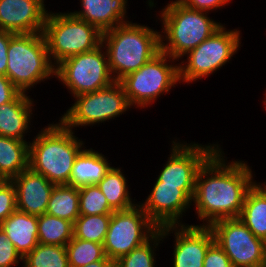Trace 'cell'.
Listing matches in <instances>:
<instances>
[{
  "label": "cell",
  "mask_w": 266,
  "mask_h": 267,
  "mask_svg": "<svg viewBox=\"0 0 266 267\" xmlns=\"http://www.w3.org/2000/svg\"><path fill=\"white\" fill-rule=\"evenodd\" d=\"M223 152L219 148L198 171L192 201L203 223L195 226L209 227L221 219L238 218L255 183L246 161L228 163Z\"/></svg>",
  "instance_id": "1"
},
{
  "label": "cell",
  "mask_w": 266,
  "mask_h": 267,
  "mask_svg": "<svg viewBox=\"0 0 266 267\" xmlns=\"http://www.w3.org/2000/svg\"><path fill=\"white\" fill-rule=\"evenodd\" d=\"M61 121L48 124L29 143V167L55 185L68 184L84 143Z\"/></svg>",
  "instance_id": "2"
},
{
  "label": "cell",
  "mask_w": 266,
  "mask_h": 267,
  "mask_svg": "<svg viewBox=\"0 0 266 267\" xmlns=\"http://www.w3.org/2000/svg\"><path fill=\"white\" fill-rule=\"evenodd\" d=\"M160 33L131 21L102 33V44L115 81L137 71L160 52Z\"/></svg>",
  "instance_id": "3"
},
{
  "label": "cell",
  "mask_w": 266,
  "mask_h": 267,
  "mask_svg": "<svg viewBox=\"0 0 266 267\" xmlns=\"http://www.w3.org/2000/svg\"><path fill=\"white\" fill-rule=\"evenodd\" d=\"M159 13L163 24L160 51L177 61L223 25L210 19L209 12L188 8L178 0L168 3Z\"/></svg>",
  "instance_id": "4"
},
{
  "label": "cell",
  "mask_w": 266,
  "mask_h": 267,
  "mask_svg": "<svg viewBox=\"0 0 266 267\" xmlns=\"http://www.w3.org/2000/svg\"><path fill=\"white\" fill-rule=\"evenodd\" d=\"M6 76L23 93L55 76L43 33L15 34L10 39Z\"/></svg>",
  "instance_id": "5"
},
{
  "label": "cell",
  "mask_w": 266,
  "mask_h": 267,
  "mask_svg": "<svg viewBox=\"0 0 266 267\" xmlns=\"http://www.w3.org/2000/svg\"><path fill=\"white\" fill-rule=\"evenodd\" d=\"M43 35L54 66L68 57L93 50L102 43V32L69 11L49 12Z\"/></svg>",
  "instance_id": "6"
},
{
  "label": "cell",
  "mask_w": 266,
  "mask_h": 267,
  "mask_svg": "<svg viewBox=\"0 0 266 267\" xmlns=\"http://www.w3.org/2000/svg\"><path fill=\"white\" fill-rule=\"evenodd\" d=\"M175 61L160 51L140 69L122 78L119 82L130 105L140 109L148 107L177 83L180 84L179 63L175 64Z\"/></svg>",
  "instance_id": "7"
},
{
  "label": "cell",
  "mask_w": 266,
  "mask_h": 267,
  "mask_svg": "<svg viewBox=\"0 0 266 267\" xmlns=\"http://www.w3.org/2000/svg\"><path fill=\"white\" fill-rule=\"evenodd\" d=\"M104 49L101 43L95 49L68 57L55 66V77L73 97L92 93L115 82Z\"/></svg>",
  "instance_id": "8"
},
{
  "label": "cell",
  "mask_w": 266,
  "mask_h": 267,
  "mask_svg": "<svg viewBox=\"0 0 266 267\" xmlns=\"http://www.w3.org/2000/svg\"><path fill=\"white\" fill-rule=\"evenodd\" d=\"M223 24L208 39L199 46L189 51L187 59L179 63L180 83L195 82L206 76L215 73L219 68L225 66L227 62L237 53L240 41V32L237 29L226 30Z\"/></svg>",
  "instance_id": "9"
},
{
  "label": "cell",
  "mask_w": 266,
  "mask_h": 267,
  "mask_svg": "<svg viewBox=\"0 0 266 267\" xmlns=\"http://www.w3.org/2000/svg\"><path fill=\"white\" fill-rule=\"evenodd\" d=\"M74 99V104L59 118V121L71 130L75 127L104 123L119 117L132 107L118 81L92 93L77 95Z\"/></svg>",
  "instance_id": "10"
},
{
  "label": "cell",
  "mask_w": 266,
  "mask_h": 267,
  "mask_svg": "<svg viewBox=\"0 0 266 267\" xmlns=\"http://www.w3.org/2000/svg\"><path fill=\"white\" fill-rule=\"evenodd\" d=\"M158 229L139 203L127 210L114 211L103 243L106 257L117 261L148 241Z\"/></svg>",
  "instance_id": "11"
},
{
  "label": "cell",
  "mask_w": 266,
  "mask_h": 267,
  "mask_svg": "<svg viewBox=\"0 0 266 267\" xmlns=\"http://www.w3.org/2000/svg\"><path fill=\"white\" fill-rule=\"evenodd\" d=\"M209 228L234 267H266V242L239 218L221 219Z\"/></svg>",
  "instance_id": "12"
},
{
  "label": "cell",
  "mask_w": 266,
  "mask_h": 267,
  "mask_svg": "<svg viewBox=\"0 0 266 267\" xmlns=\"http://www.w3.org/2000/svg\"><path fill=\"white\" fill-rule=\"evenodd\" d=\"M202 145L172 141L171 154L155 182L179 186L191 199L194 195L198 171L220 148L219 144Z\"/></svg>",
  "instance_id": "13"
},
{
  "label": "cell",
  "mask_w": 266,
  "mask_h": 267,
  "mask_svg": "<svg viewBox=\"0 0 266 267\" xmlns=\"http://www.w3.org/2000/svg\"><path fill=\"white\" fill-rule=\"evenodd\" d=\"M158 230L162 239L174 232L173 267H203L206 252L215 242L209 227L185 224L165 226Z\"/></svg>",
  "instance_id": "14"
},
{
  "label": "cell",
  "mask_w": 266,
  "mask_h": 267,
  "mask_svg": "<svg viewBox=\"0 0 266 267\" xmlns=\"http://www.w3.org/2000/svg\"><path fill=\"white\" fill-rule=\"evenodd\" d=\"M139 204L158 228L184 225L180 218L194 205L179 186L162 185V182H155L151 193Z\"/></svg>",
  "instance_id": "15"
},
{
  "label": "cell",
  "mask_w": 266,
  "mask_h": 267,
  "mask_svg": "<svg viewBox=\"0 0 266 267\" xmlns=\"http://www.w3.org/2000/svg\"><path fill=\"white\" fill-rule=\"evenodd\" d=\"M45 0H0V30L14 34L43 33L48 16Z\"/></svg>",
  "instance_id": "16"
},
{
  "label": "cell",
  "mask_w": 266,
  "mask_h": 267,
  "mask_svg": "<svg viewBox=\"0 0 266 267\" xmlns=\"http://www.w3.org/2000/svg\"><path fill=\"white\" fill-rule=\"evenodd\" d=\"M11 181L16 189L17 210L37 216L46 213L54 183L30 167Z\"/></svg>",
  "instance_id": "17"
},
{
  "label": "cell",
  "mask_w": 266,
  "mask_h": 267,
  "mask_svg": "<svg viewBox=\"0 0 266 267\" xmlns=\"http://www.w3.org/2000/svg\"><path fill=\"white\" fill-rule=\"evenodd\" d=\"M128 0H80L81 10L71 12L104 33L127 22Z\"/></svg>",
  "instance_id": "18"
},
{
  "label": "cell",
  "mask_w": 266,
  "mask_h": 267,
  "mask_svg": "<svg viewBox=\"0 0 266 267\" xmlns=\"http://www.w3.org/2000/svg\"><path fill=\"white\" fill-rule=\"evenodd\" d=\"M20 92L11 102L0 105V135L26 141L31 125L34 101ZM28 130V131H27Z\"/></svg>",
  "instance_id": "19"
},
{
  "label": "cell",
  "mask_w": 266,
  "mask_h": 267,
  "mask_svg": "<svg viewBox=\"0 0 266 267\" xmlns=\"http://www.w3.org/2000/svg\"><path fill=\"white\" fill-rule=\"evenodd\" d=\"M0 228L12 241L22 258L38 244V216L15 210L0 223Z\"/></svg>",
  "instance_id": "20"
},
{
  "label": "cell",
  "mask_w": 266,
  "mask_h": 267,
  "mask_svg": "<svg viewBox=\"0 0 266 267\" xmlns=\"http://www.w3.org/2000/svg\"><path fill=\"white\" fill-rule=\"evenodd\" d=\"M106 157L91 149H82L74 160L70 180L67 185L80 188L97 185L112 166Z\"/></svg>",
  "instance_id": "21"
},
{
  "label": "cell",
  "mask_w": 266,
  "mask_h": 267,
  "mask_svg": "<svg viewBox=\"0 0 266 267\" xmlns=\"http://www.w3.org/2000/svg\"><path fill=\"white\" fill-rule=\"evenodd\" d=\"M266 183L255 182L248 190L238 218L258 238L266 242Z\"/></svg>",
  "instance_id": "22"
},
{
  "label": "cell",
  "mask_w": 266,
  "mask_h": 267,
  "mask_svg": "<svg viewBox=\"0 0 266 267\" xmlns=\"http://www.w3.org/2000/svg\"><path fill=\"white\" fill-rule=\"evenodd\" d=\"M29 143L0 135V180H11L29 167Z\"/></svg>",
  "instance_id": "23"
},
{
  "label": "cell",
  "mask_w": 266,
  "mask_h": 267,
  "mask_svg": "<svg viewBox=\"0 0 266 267\" xmlns=\"http://www.w3.org/2000/svg\"><path fill=\"white\" fill-rule=\"evenodd\" d=\"M121 168L111 167L105 177L97 184L114 211L127 210L135 206L129 193L127 180Z\"/></svg>",
  "instance_id": "24"
},
{
  "label": "cell",
  "mask_w": 266,
  "mask_h": 267,
  "mask_svg": "<svg viewBox=\"0 0 266 267\" xmlns=\"http://www.w3.org/2000/svg\"><path fill=\"white\" fill-rule=\"evenodd\" d=\"M46 213L74 224L80 216L78 188L67 184L55 185L50 194Z\"/></svg>",
  "instance_id": "25"
},
{
  "label": "cell",
  "mask_w": 266,
  "mask_h": 267,
  "mask_svg": "<svg viewBox=\"0 0 266 267\" xmlns=\"http://www.w3.org/2000/svg\"><path fill=\"white\" fill-rule=\"evenodd\" d=\"M74 224L44 213L38 216V242L45 245L66 246L73 238Z\"/></svg>",
  "instance_id": "26"
},
{
  "label": "cell",
  "mask_w": 266,
  "mask_h": 267,
  "mask_svg": "<svg viewBox=\"0 0 266 267\" xmlns=\"http://www.w3.org/2000/svg\"><path fill=\"white\" fill-rule=\"evenodd\" d=\"M22 267H69L66 246L38 244L22 259Z\"/></svg>",
  "instance_id": "27"
},
{
  "label": "cell",
  "mask_w": 266,
  "mask_h": 267,
  "mask_svg": "<svg viewBox=\"0 0 266 267\" xmlns=\"http://www.w3.org/2000/svg\"><path fill=\"white\" fill-rule=\"evenodd\" d=\"M111 214L80 215L74 222L73 237L103 244Z\"/></svg>",
  "instance_id": "28"
},
{
  "label": "cell",
  "mask_w": 266,
  "mask_h": 267,
  "mask_svg": "<svg viewBox=\"0 0 266 267\" xmlns=\"http://www.w3.org/2000/svg\"><path fill=\"white\" fill-rule=\"evenodd\" d=\"M69 267H81L98 260H111L106 257L103 244L72 238L66 244Z\"/></svg>",
  "instance_id": "29"
},
{
  "label": "cell",
  "mask_w": 266,
  "mask_h": 267,
  "mask_svg": "<svg viewBox=\"0 0 266 267\" xmlns=\"http://www.w3.org/2000/svg\"><path fill=\"white\" fill-rule=\"evenodd\" d=\"M162 240L158 230L148 241L114 262V267H155V251ZM153 243V244H152Z\"/></svg>",
  "instance_id": "30"
},
{
  "label": "cell",
  "mask_w": 266,
  "mask_h": 267,
  "mask_svg": "<svg viewBox=\"0 0 266 267\" xmlns=\"http://www.w3.org/2000/svg\"><path fill=\"white\" fill-rule=\"evenodd\" d=\"M80 215L112 214L105 195L97 185H86L78 188Z\"/></svg>",
  "instance_id": "31"
},
{
  "label": "cell",
  "mask_w": 266,
  "mask_h": 267,
  "mask_svg": "<svg viewBox=\"0 0 266 267\" xmlns=\"http://www.w3.org/2000/svg\"><path fill=\"white\" fill-rule=\"evenodd\" d=\"M16 189L11 180H0V223L15 210Z\"/></svg>",
  "instance_id": "32"
},
{
  "label": "cell",
  "mask_w": 266,
  "mask_h": 267,
  "mask_svg": "<svg viewBox=\"0 0 266 267\" xmlns=\"http://www.w3.org/2000/svg\"><path fill=\"white\" fill-rule=\"evenodd\" d=\"M22 259L12 241L8 239L7 234L0 228V267L18 265V263L22 262Z\"/></svg>",
  "instance_id": "33"
},
{
  "label": "cell",
  "mask_w": 266,
  "mask_h": 267,
  "mask_svg": "<svg viewBox=\"0 0 266 267\" xmlns=\"http://www.w3.org/2000/svg\"><path fill=\"white\" fill-rule=\"evenodd\" d=\"M203 267H234L223 249L214 242L207 250Z\"/></svg>",
  "instance_id": "34"
},
{
  "label": "cell",
  "mask_w": 266,
  "mask_h": 267,
  "mask_svg": "<svg viewBox=\"0 0 266 267\" xmlns=\"http://www.w3.org/2000/svg\"><path fill=\"white\" fill-rule=\"evenodd\" d=\"M184 6L199 10V11H206L210 12L213 10H217L223 8L226 4L231 2V0H178Z\"/></svg>",
  "instance_id": "35"
},
{
  "label": "cell",
  "mask_w": 266,
  "mask_h": 267,
  "mask_svg": "<svg viewBox=\"0 0 266 267\" xmlns=\"http://www.w3.org/2000/svg\"><path fill=\"white\" fill-rule=\"evenodd\" d=\"M19 93L7 76L0 75V105L11 102Z\"/></svg>",
  "instance_id": "36"
},
{
  "label": "cell",
  "mask_w": 266,
  "mask_h": 267,
  "mask_svg": "<svg viewBox=\"0 0 266 267\" xmlns=\"http://www.w3.org/2000/svg\"><path fill=\"white\" fill-rule=\"evenodd\" d=\"M14 33L0 30V75L6 76L7 70V52L10 39Z\"/></svg>",
  "instance_id": "37"
},
{
  "label": "cell",
  "mask_w": 266,
  "mask_h": 267,
  "mask_svg": "<svg viewBox=\"0 0 266 267\" xmlns=\"http://www.w3.org/2000/svg\"><path fill=\"white\" fill-rule=\"evenodd\" d=\"M81 267H114V262L112 260H98Z\"/></svg>",
  "instance_id": "38"
}]
</instances>
